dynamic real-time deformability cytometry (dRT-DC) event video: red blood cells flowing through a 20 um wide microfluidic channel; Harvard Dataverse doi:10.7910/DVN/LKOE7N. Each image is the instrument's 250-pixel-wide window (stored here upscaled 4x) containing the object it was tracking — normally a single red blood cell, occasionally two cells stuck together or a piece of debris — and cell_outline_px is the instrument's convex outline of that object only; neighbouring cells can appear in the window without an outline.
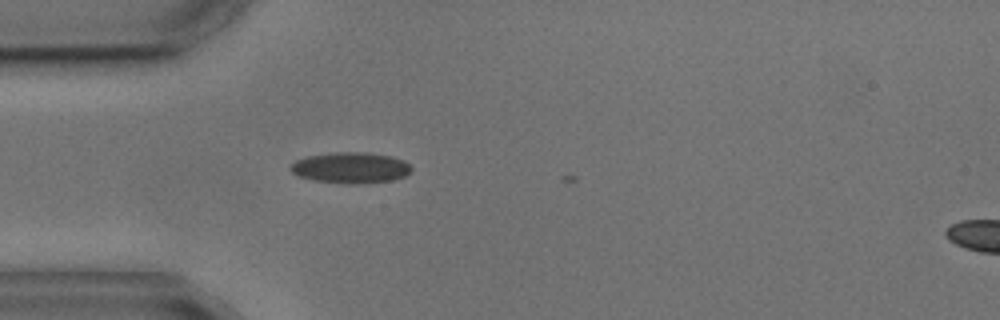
{"species": "common noctule bat (a hibernating species)", "species_latin": "Nyctalus noctula", "temperature_condition": "cold", "stored_images_in_passage": 5, "camera_frame_rate_fps": 3000, "um_per_image_px": 0.085, "animal": {"sex": "male", "body_mass_g": 17.9, "forearm_length_mm": 54.2}, "frame": {"image": 1, "passage_image": 4, "time_ms": 3.667, "image_size_px": [1000, 320], "cell_outline_px": [[412, 172], [404, 176], [392, 180], [356, 184], [348, 184], [312, 180], [300, 176], [292, 172], [288, 168], [296, 160], [308, 156], [336, 152], [368, 152], [392, 156], [404, 160], [412, 168]], "centroid_in_image_um": [29.82, 14.25], "position_along_channel_um": 55.2, "area_um2": 21.85}}